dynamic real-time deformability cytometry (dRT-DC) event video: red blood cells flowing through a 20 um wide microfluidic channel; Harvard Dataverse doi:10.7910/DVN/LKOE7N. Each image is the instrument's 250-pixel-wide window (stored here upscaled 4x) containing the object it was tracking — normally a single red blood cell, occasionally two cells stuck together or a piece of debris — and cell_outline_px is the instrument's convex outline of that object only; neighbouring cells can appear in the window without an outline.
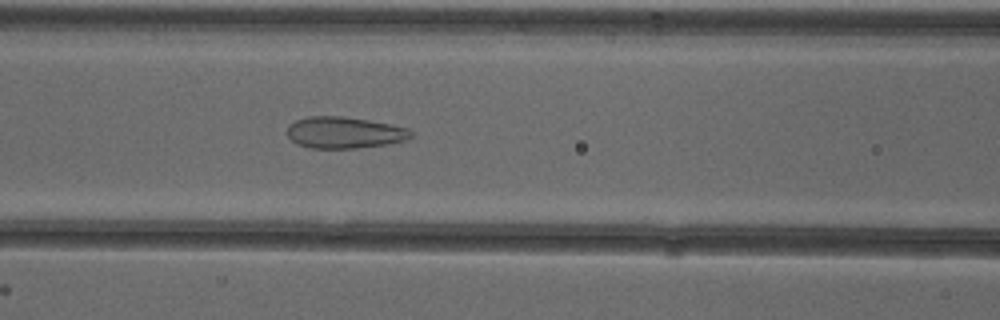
{"species": "common noctule bat (a hibernating species)", "species_latin": "Nyctalus noctula", "temperature_condition": "cold", "stored_images_in_passage": 53, "camera_frame_rate_fps": 3000, "um_per_image_px": 0.085, "animal": {"sex": "female"}, "frame": {"image": 1, "passage_image": 23, "time_ms": 7.333, "image_size_px": [1000, 320], "cell_outline_px": [[412, 136], [404, 140], [388, 144], [356, 148], [312, 148], [296, 144], [288, 136], [288, 124], [296, 120], [308, 116], [344, 116], [392, 124], [408, 128], [412, 132]], "centroid_in_image_um": [29.26, 11.26], "position_along_channel_um": 137.3, "area_um2": 22.77}}
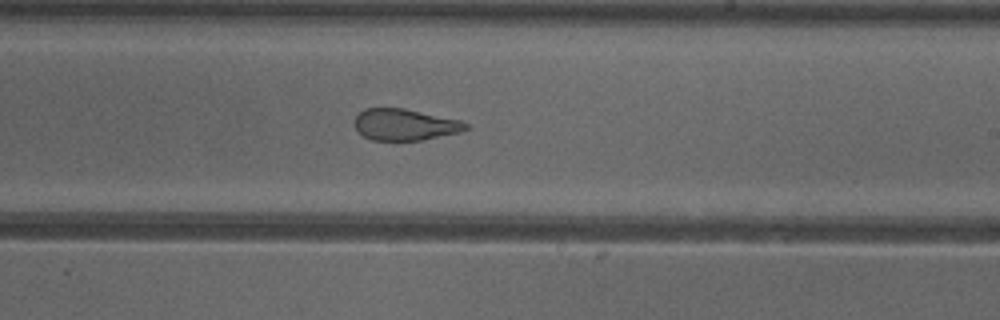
{"frame": {"image": 2, "passage_image": 32, "time_ms": 10.333, "image_size_px": [1000, 320], "cell_outline_px": [[472, 128], [460, 132], [420, 140], [372, 140], [364, 136], [352, 124], [356, 116], [364, 108], [404, 108], [460, 120], [468, 124]], "centroid_in_image_um": [34.41, 10.59], "position_along_channel_um": 254.6, "area_um2": 20.4}}
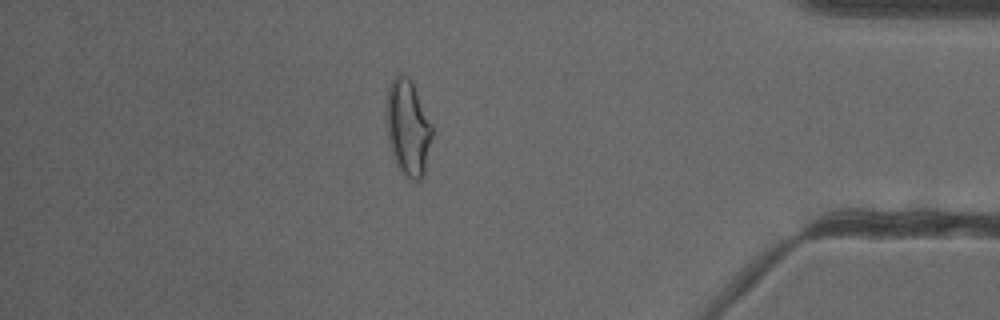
{"frame": {"image": 3, "passage_image": 46, "time_ms": 15.0, "image_size_px": [1000, 320], "cell_outline_px": [[432, 136], [424, 176], [420, 180], [416, 180], [404, 176], [400, 172], [396, 164], [388, 140], [388, 88], [392, 80], [400, 72], [408, 76], [432, 124]], "centroid_in_image_um": [34.7, 10.9], "position_along_channel_um": 400.5, "area_um2": 25.03}, "authors_computed_cell_mechanics": {"area_um2": 25.4898, "velocity_mm_per_s": 3.9205, "shape_relaxation_time_tau1_ms": null, "shape_relaxation_time_tau2_ms": 1.1574, "deformation_change_tau1": null, "deformation_change_tau2": 0.0854}}